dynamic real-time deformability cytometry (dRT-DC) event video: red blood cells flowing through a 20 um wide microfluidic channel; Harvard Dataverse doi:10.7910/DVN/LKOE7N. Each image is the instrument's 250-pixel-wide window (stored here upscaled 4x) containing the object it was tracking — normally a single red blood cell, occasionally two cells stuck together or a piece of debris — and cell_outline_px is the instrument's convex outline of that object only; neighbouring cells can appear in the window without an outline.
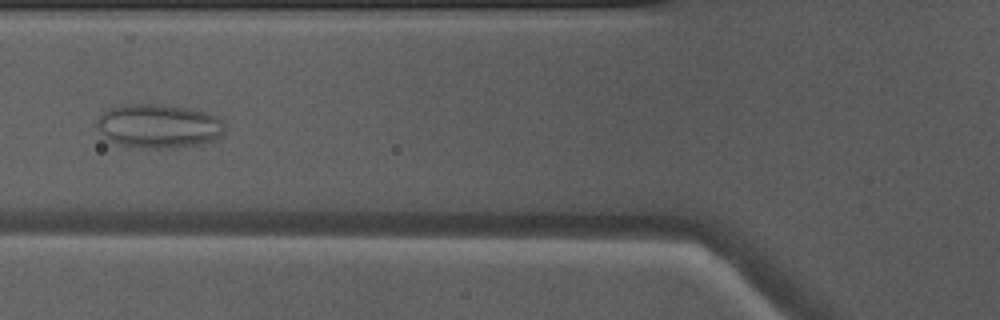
{"species": "Egyptian fruit bat (a non-hibernating species)", "species_latin": "Rousettus aegyptiacus", "temperature_condition": "warm", "stored_images_in_passage": 12, "camera_frame_rate_fps": 3000, "um_per_image_px": 0.085, "animal": {"sex": "male"}, "frame": {"image": 1, "passage_image": 7, "time_ms": 2.0, "image_size_px": [1000, 320], "cell_outline_px": [[224, 136], [216, 140], [204, 144], [172, 148], [144, 148], [120, 144], [104, 136], [96, 128], [96, 120], [108, 108], [120, 104], [160, 104], [192, 108], [216, 116], [224, 120]], "centroid_in_image_um": [13.53, 10.71], "position_along_channel_um": 112.3, "area_um2": 33.23}}